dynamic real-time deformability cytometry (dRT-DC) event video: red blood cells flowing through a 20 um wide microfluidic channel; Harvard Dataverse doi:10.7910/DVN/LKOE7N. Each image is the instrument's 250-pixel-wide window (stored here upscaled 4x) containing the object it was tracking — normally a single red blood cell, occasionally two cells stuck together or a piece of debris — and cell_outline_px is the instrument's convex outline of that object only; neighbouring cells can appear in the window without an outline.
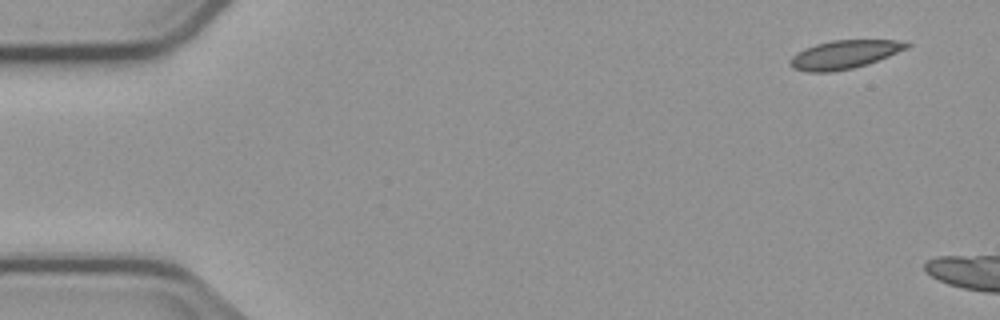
{"species": "common noctule bat (a hibernating species)", "species_latin": "Nyctalus noctula", "temperature_condition": "cold", "stored_images_in_passage": 5, "segment_of_instrument_passage": [2, 2], "camera_frame_rate_fps": 3000, "um_per_image_px": 0.085, "animal": {"sex": "male", "body_mass_g": 23.1, "forearm_length_mm": 52.7}, "frame": {"image": 1, "passage_image": 5, "time_ms": 4.667, "image_size_px": [1000, 320], "cell_outline_px": [[912, 44], [908, 48], [868, 64], [852, 68], [832, 72], [808, 72], [792, 68], [788, 64], [788, 60], [792, 56], [804, 48], [816, 44], [832, 40], [908, 40]], "centroid_in_image_um": [71.77, 4.63], "position_along_channel_um": 13.2, "area_um2": 19.54}}